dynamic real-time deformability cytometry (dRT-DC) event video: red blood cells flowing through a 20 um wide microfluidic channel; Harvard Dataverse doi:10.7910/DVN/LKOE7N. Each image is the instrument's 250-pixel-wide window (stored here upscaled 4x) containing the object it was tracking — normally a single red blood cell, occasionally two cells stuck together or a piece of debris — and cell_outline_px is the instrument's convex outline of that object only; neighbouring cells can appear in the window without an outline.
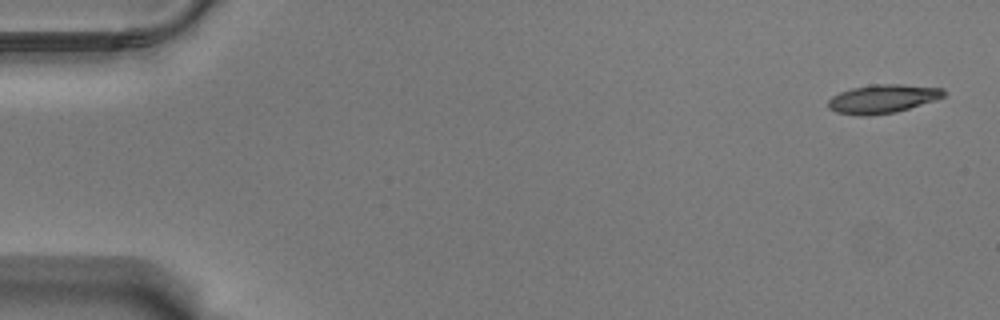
{"species": "Egyptian fruit bat (a non-hibernating species)", "species_latin": "Rousettus aegyptiacus", "temperature_condition": "warm", "stored_images_in_passage": 4, "camera_frame_rate_fps": 3000, "um_per_image_px": 0.085, "animal": {"sex": "male"}, "frame": {"image": 1, "passage_image": 1, "time_ms": 0.0, "image_size_px": [1000, 320], "cell_outline_px": [[948, 92], [944, 96], [936, 100], [896, 112], [864, 116], [860, 116], [836, 112], [828, 108], [828, 100], [832, 96], [840, 92], [852, 88], [872, 84], [900, 84], [944, 88]], "centroid_in_image_um": [75.04, 8.39], "position_along_channel_um": 10.0, "area_um2": 19.42}}